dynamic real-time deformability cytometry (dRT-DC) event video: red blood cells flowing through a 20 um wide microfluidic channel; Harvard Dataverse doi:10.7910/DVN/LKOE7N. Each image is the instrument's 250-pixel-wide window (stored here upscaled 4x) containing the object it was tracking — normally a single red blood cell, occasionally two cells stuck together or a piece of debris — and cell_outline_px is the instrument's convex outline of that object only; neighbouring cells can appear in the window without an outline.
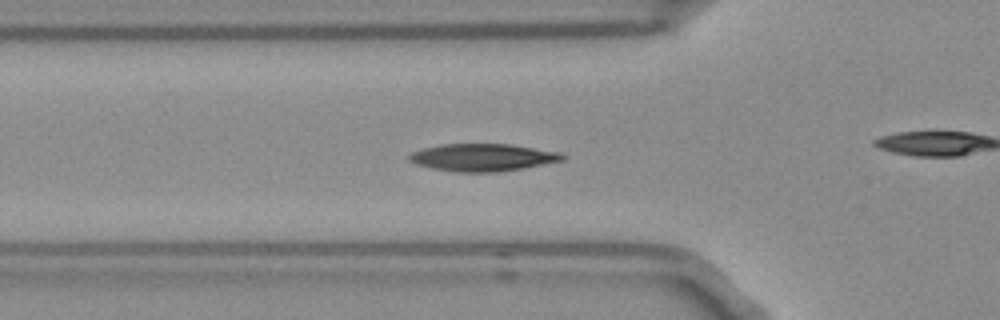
{"species": "Egyptian fruit bat (a non-hibernating species)", "species_latin": "Rousettus aegyptiacus", "temperature_condition": "room temperature", "stored_images_in_passage": 45, "camera_frame_rate_fps": 3000, "um_per_image_px": 0.085, "frame": {"image": 1, "passage_image": 14, "time_ms": 4.333, "image_size_px": [1000, 320], "cell_outline_px": [[564, 160], [524, 168], [496, 172], [456, 172], [432, 168], [416, 164], [408, 160], [408, 156], [412, 152], [424, 148], [440, 144], [508, 144], [560, 152], [564, 156]], "centroid_in_image_um": [41.01, 13.38], "position_along_channel_um": 84.8, "area_um2": 24.39}, "authors_computed_cell_mechanics": {"area_um2": 23.8136, "velocity_mm_per_s": 3.7346, "shape_relaxation_time_tau1_ms": 3.9897, "shape_relaxation_time_tau2_ms": 5.099, "deformation_change_tau1": 0.1483, "deformation_change_tau2": 0.0846}}